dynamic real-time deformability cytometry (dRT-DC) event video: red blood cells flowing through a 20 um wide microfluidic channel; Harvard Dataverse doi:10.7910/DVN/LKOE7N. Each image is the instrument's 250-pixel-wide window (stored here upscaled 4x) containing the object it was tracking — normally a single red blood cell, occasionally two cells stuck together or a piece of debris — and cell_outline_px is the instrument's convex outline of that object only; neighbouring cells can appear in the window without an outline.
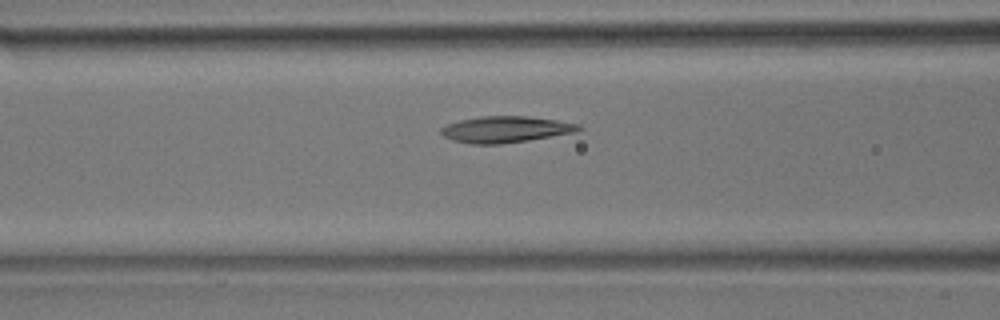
{"species": "common noctule bat (a hibernating species)", "species_latin": "Nyctalus noctula", "temperature_condition": "room temperature", "stored_images_in_passage": 22, "camera_frame_rate_fps": 3000, "um_per_image_px": 0.085, "animal": {"sex": "male", "body_mass_g": 17.9}, "frame": {"image": 1, "passage_image": 15, "time_ms": 4.667, "image_size_px": [1000, 320], "cell_outline_px": [[584, 128], [576, 132], [528, 140], [500, 144], [472, 144], [452, 140], [444, 136], [440, 132], [440, 128], [444, 124], [460, 120], [480, 116], [528, 116], [556, 120], [580, 124]], "centroid_in_image_um": [42.96, 10.99], "position_along_channel_um": 123.6, "area_um2": 21.21}}
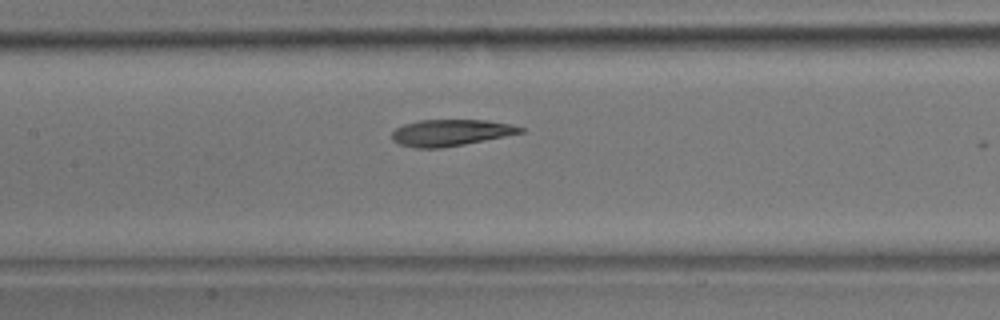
{"frame": {"image": 2, "passage_image": 18, "time_ms": 5.667, "image_size_px": [1000, 320], "cell_outline_px": [[524, 132], [444, 148], [416, 148], [400, 144], [392, 140], [392, 132], [396, 128], [404, 124], [420, 120], [484, 120], [512, 124], [524, 128]], "centroid_in_image_um": [38.29, 11.27], "position_along_channel_um": 169.1, "area_um2": 19.71}}
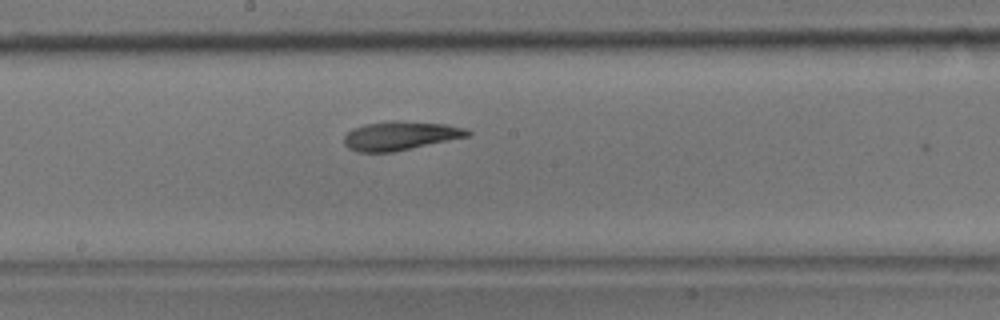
{"frame": {"image": 3, "passage_image": 21, "time_ms": 6.667, "image_size_px": [1000, 320], "cell_outline_px": [[472, 132], [468, 136], [392, 152], [356, 152], [348, 148], [344, 144], [344, 136], [352, 128], [364, 124], [392, 120], [396, 120], [448, 124], [468, 128]], "centroid_in_image_um": [34.01, 11.52], "position_along_channel_um": 214.2, "area_um2": 20.87}}